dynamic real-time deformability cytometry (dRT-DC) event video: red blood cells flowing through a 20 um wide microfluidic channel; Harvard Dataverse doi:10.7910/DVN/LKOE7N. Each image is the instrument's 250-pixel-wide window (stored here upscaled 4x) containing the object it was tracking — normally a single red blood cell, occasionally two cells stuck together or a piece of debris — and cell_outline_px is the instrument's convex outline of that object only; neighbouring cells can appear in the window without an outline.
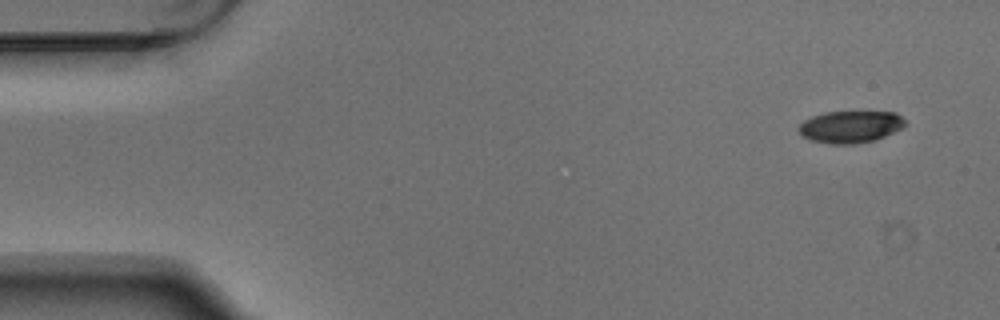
{"species": "Egyptian fruit bat (a non-hibernating species)", "species_latin": "Rousettus aegyptiacus", "temperature_condition": "warm", "stored_images_in_passage": 6, "camera_frame_rate_fps": 3000, "um_per_image_px": 0.085, "animal": {"sex": "male"}, "frame": {"image": 1, "passage_image": 1, "time_ms": 0.0, "image_size_px": [1000, 320], "cell_outline_px": [[908, 124], [884, 136], [872, 140], [856, 144], [832, 144], [812, 140], [804, 136], [796, 128], [804, 120], [812, 116], [824, 112], [896, 112]], "centroid_in_image_um": [72.26, 10.77], "position_along_channel_um": 12.7, "area_um2": 19.65}}
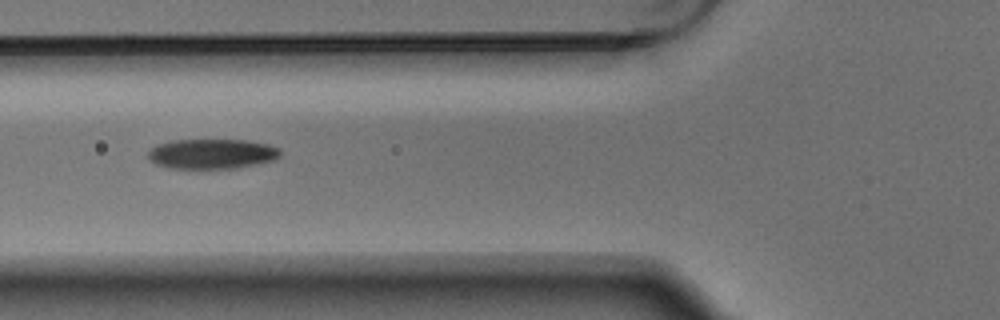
{"frame": {"image": 2, "passage_image": 5, "time_ms": 1.333, "image_size_px": [1000, 320], "cell_outline_px": [[280, 156], [276, 160], [236, 168], [168, 168], [156, 164], [148, 156], [148, 152], [156, 144], [172, 140], [248, 140], [268, 144], [280, 148]], "centroid_in_image_um": [18.04, 13.07], "position_along_channel_um": 107.8, "area_um2": 23.12}}
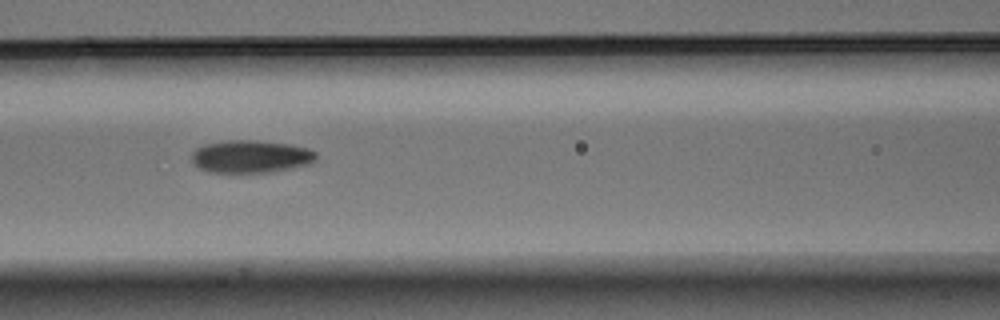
{"frame": {"image": 3, "passage_image": 6, "time_ms": 1.667, "image_size_px": [1000, 320], "cell_outline_px": [[316, 160], [312, 164], [272, 172], [208, 172], [192, 164], [192, 152], [196, 148], [204, 144], [228, 140], [256, 140], [292, 144], [308, 148], [316, 152]], "centroid_in_image_um": [21.34, 13.3], "position_along_channel_um": 145.3, "area_um2": 23.99}}